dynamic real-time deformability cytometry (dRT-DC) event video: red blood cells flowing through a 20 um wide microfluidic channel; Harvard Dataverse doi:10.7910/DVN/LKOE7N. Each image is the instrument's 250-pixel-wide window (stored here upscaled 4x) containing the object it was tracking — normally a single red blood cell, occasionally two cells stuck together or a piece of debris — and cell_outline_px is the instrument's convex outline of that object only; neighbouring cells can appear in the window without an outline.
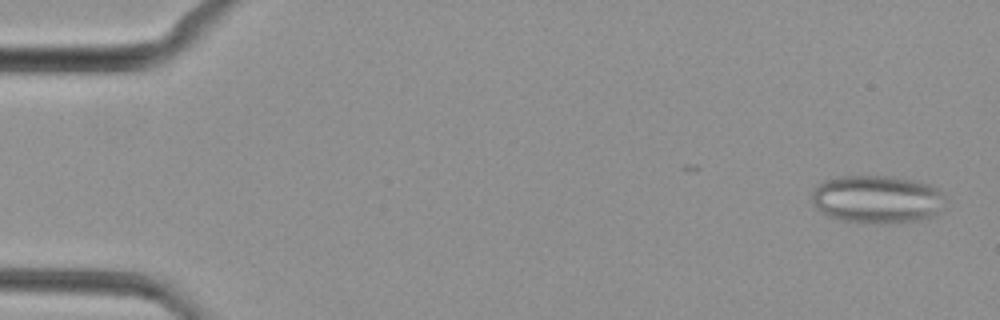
{"species": "common noctule bat (a hibernating species)", "species_latin": "Nyctalus noctula", "temperature_condition": "cold", "stored_images_in_passage": 17, "camera_frame_rate_fps": 3000, "um_per_image_px": 0.085, "animal": {"sex": "female", "body_mass_g": 29.2, "forearm_length_mm": 56.3}, "frame": {"image": 1, "passage_image": 1, "time_ms": 0.0, "image_size_px": [1000, 320], "cell_outline_px": [[944, 208], [932, 216], [924, 220], [900, 224], [864, 224], [844, 220], [828, 216], [816, 208], [812, 200], [812, 192], [824, 180], [840, 176], [892, 176], [916, 180], [928, 184], [936, 188], [940, 192]], "centroid_in_image_um": [74.56, 16.97], "position_along_channel_um": 10.4, "area_um2": 37.8}}